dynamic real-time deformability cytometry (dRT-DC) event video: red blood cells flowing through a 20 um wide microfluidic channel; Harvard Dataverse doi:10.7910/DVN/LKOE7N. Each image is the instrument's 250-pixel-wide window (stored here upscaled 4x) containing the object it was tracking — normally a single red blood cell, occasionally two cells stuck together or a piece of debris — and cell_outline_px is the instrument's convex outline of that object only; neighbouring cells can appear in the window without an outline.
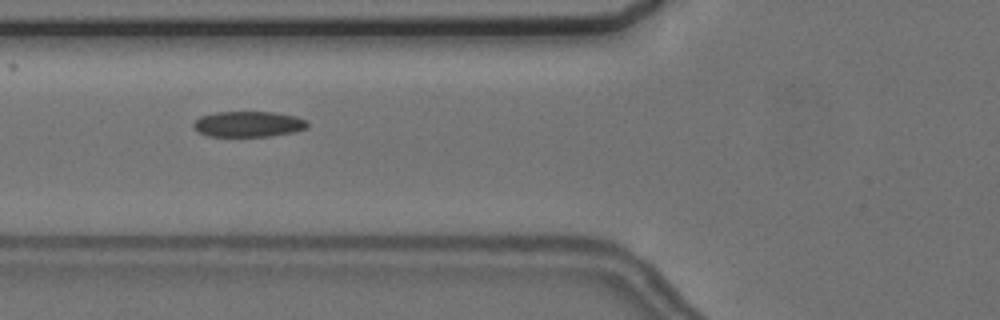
{"species": "common noctule bat (a hibernating species)", "species_latin": "Nyctalus noctula", "temperature_condition": "cold", "stored_images_in_passage": 4, "camera_frame_rate_fps": 3000, "um_per_image_px": 0.085, "animal": {"sex": "female", "body_mass_g": 24.6, "forearm_length_mm": 56.2}, "frame": {"image": 1, "passage_image": 2, "time_ms": 1.333, "image_size_px": [1000, 320], "cell_outline_px": [[308, 128], [296, 132], [272, 136], [208, 136], [200, 132], [192, 124], [200, 116], [216, 112], [272, 112], [296, 116], [308, 120]], "centroid_in_image_um": [21.18, 10.55], "position_along_channel_um": 104.6, "area_um2": 17.11}}
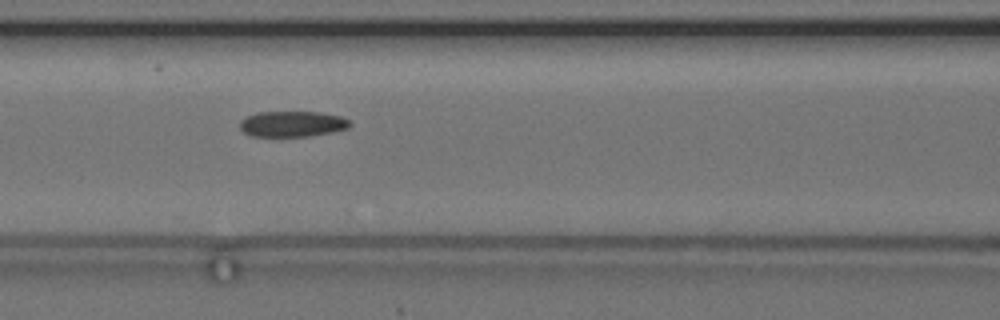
{"frame": {"image": 2, "passage_image": 3, "time_ms": 2.333, "image_size_px": [1000, 320], "cell_outline_px": [[352, 124], [348, 128], [332, 132], [308, 136], [252, 136], [244, 132], [240, 128], [240, 120], [256, 112], [320, 112], [340, 116], [348, 120]], "centroid_in_image_um": [24.84, 10.53], "position_along_channel_um": 141.8, "area_um2": 16.42}}